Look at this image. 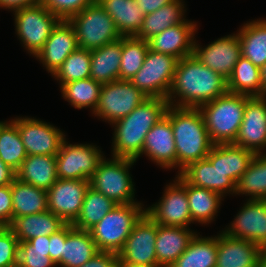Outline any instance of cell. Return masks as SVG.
Segmentation results:
<instances>
[{"mask_svg": "<svg viewBox=\"0 0 266 267\" xmlns=\"http://www.w3.org/2000/svg\"><path fill=\"white\" fill-rule=\"evenodd\" d=\"M227 92V79L190 55L178 60L167 100L171 106L199 108Z\"/></svg>", "mask_w": 266, "mask_h": 267, "instance_id": "6da1fadb", "label": "cell"}, {"mask_svg": "<svg viewBox=\"0 0 266 267\" xmlns=\"http://www.w3.org/2000/svg\"><path fill=\"white\" fill-rule=\"evenodd\" d=\"M168 106L166 98H147L129 115L112 123V157L136 159L142 153L146 134L165 116Z\"/></svg>", "mask_w": 266, "mask_h": 267, "instance_id": "7a4b0ae2", "label": "cell"}, {"mask_svg": "<svg viewBox=\"0 0 266 267\" xmlns=\"http://www.w3.org/2000/svg\"><path fill=\"white\" fill-rule=\"evenodd\" d=\"M165 115L171 121L179 174L189 163L205 159L214 144L198 108L169 105Z\"/></svg>", "mask_w": 266, "mask_h": 267, "instance_id": "3957f363", "label": "cell"}, {"mask_svg": "<svg viewBox=\"0 0 266 267\" xmlns=\"http://www.w3.org/2000/svg\"><path fill=\"white\" fill-rule=\"evenodd\" d=\"M246 95L227 92L198 109L214 145L234 143L241 126Z\"/></svg>", "mask_w": 266, "mask_h": 267, "instance_id": "277c9868", "label": "cell"}, {"mask_svg": "<svg viewBox=\"0 0 266 267\" xmlns=\"http://www.w3.org/2000/svg\"><path fill=\"white\" fill-rule=\"evenodd\" d=\"M142 203L116 205L107 215L88 231L97 249L119 253L135 224L146 213Z\"/></svg>", "mask_w": 266, "mask_h": 267, "instance_id": "5b68a950", "label": "cell"}, {"mask_svg": "<svg viewBox=\"0 0 266 267\" xmlns=\"http://www.w3.org/2000/svg\"><path fill=\"white\" fill-rule=\"evenodd\" d=\"M135 159L104 157L89 179L90 187L110 198L117 205L140 203L135 201V188L129 169Z\"/></svg>", "mask_w": 266, "mask_h": 267, "instance_id": "8992f818", "label": "cell"}, {"mask_svg": "<svg viewBox=\"0 0 266 267\" xmlns=\"http://www.w3.org/2000/svg\"><path fill=\"white\" fill-rule=\"evenodd\" d=\"M68 21L75 31L78 47L89 51L122 37L113 19L97 1L70 17Z\"/></svg>", "mask_w": 266, "mask_h": 267, "instance_id": "52a82bcc", "label": "cell"}, {"mask_svg": "<svg viewBox=\"0 0 266 267\" xmlns=\"http://www.w3.org/2000/svg\"><path fill=\"white\" fill-rule=\"evenodd\" d=\"M12 12H14L15 34L23 47L35 58L60 19L48 11L42 3Z\"/></svg>", "mask_w": 266, "mask_h": 267, "instance_id": "ba28073f", "label": "cell"}, {"mask_svg": "<svg viewBox=\"0 0 266 267\" xmlns=\"http://www.w3.org/2000/svg\"><path fill=\"white\" fill-rule=\"evenodd\" d=\"M178 59L148 49L144 63L130 79L148 98H166L170 92Z\"/></svg>", "mask_w": 266, "mask_h": 267, "instance_id": "9c48e42d", "label": "cell"}, {"mask_svg": "<svg viewBox=\"0 0 266 267\" xmlns=\"http://www.w3.org/2000/svg\"><path fill=\"white\" fill-rule=\"evenodd\" d=\"M147 98L130 80H115L101 86L99 101L92 114L112 124L129 115Z\"/></svg>", "mask_w": 266, "mask_h": 267, "instance_id": "30bf717a", "label": "cell"}, {"mask_svg": "<svg viewBox=\"0 0 266 267\" xmlns=\"http://www.w3.org/2000/svg\"><path fill=\"white\" fill-rule=\"evenodd\" d=\"M103 152L92 144L62 142L56 154L57 177L60 179L89 180L104 158Z\"/></svg>", "mask_w": 266, "mask_h": 267, "instance_id": "8fae6325", "label": "cell"}, {"mask_svg": "<svg viewBox=\"0 0 266 267\" xmlns=\"http://www.w3.org/2000/svg\"><path fill=\"white\" fill-rule=\"evenodd\" d=\"M11 120L18 127L27 155H56L66 139L62 130L37 118L21 116Z\"/></svg>", "mask_w": 266, "mask_h": 267, "instance_id": "7c38bea8", "label": "cell"}, {"mask_svg": "<svg viewBox=\"0 0 266 267\" xmlns=\"http://www.w3.org/2000/svg\"><path fill=\"white\" fill-rule=\"evenodd\" d=\"M157 223L145 213L135 224L121 251L118 263L158 265L156 257Z\"/></svg>", "mask_w": 266, "mask_h": 267, "instance_id": "4fadbf2b", "label": "cell"}, {"mask_svg": "<svg viewBox=\"0 0 266 267\" xmlns=\"http://www.w3.org/2000/svg\"><path fill=\"white\" fill-rule=\"evenodd\" d=\"M146 213L157 223L164 226L190 228L191 218L186 188L175 178L166 185L158 203L146 208Z\"/></svg>", "mask_w": 266, "mask_h": 267, "instance_id": "5bb4252c", "label": "cell"}, {"mask_svg": "<svg viewBox=\"0 0 266 267\" xmlns=\"http://www.w3.org/2000/svg\"><path fill=\"white\" fill-rule=\"evenodd\" d=\"M89 186V180L58 178L47 190L48 210L66 224H73L81 212Z\"/></svg>", "mask_w": 266, "mask_h": 267, "instance_id": "9a60e30c", "label": "cell"}, {"mask_svg": "<svg viewBox=\"0 0 266 267\" xmlns=\"http://www.w3.org/2000/svg\"><path fill=\"white\" fill-rule=\"evenodd\" d=\"M227 236L250 241L266 251V200L247 199L231 224Z\"/></svg>", "mask_w": 266, "mask_h": 267, "instance_id": "2e32d148", "label": "cell"}, {"mask_svg": "<svg viewBox=\"0 0 266 267\" xmlns=\"http://www.w3.org/2000/svg\"><path fill=\"white\" fill-rule=\"evenodd\" d=\"M194 41L193 55L211 70L228 79L242 56L238 33L214 40L204 48Z\"/></svg>", "mask_w": 266, "mask_h": 267, "instance_id": "e0dca14e", "label": "cell"}, {"mask_svg": "<svg viewBox=\"0 0 266 267\" xmlns=\"http://www.w3.org/2000/svg\"><path fill=\"white\" fill-rule=\"evenodd\" d=\"M235 145L254 154L265 152L266 148V96H246L244 115ZM264 150L263 152H261Z\"/></svg>", "mask_w": 266, "mask_h": 267, "instance_id": "ac0fdd59", "label": "cell"}, {"mask_svg": "<svg viewBox=\"0 0 266 267\" xmlns=\"http://www.w3.org/2000/svg\"><path fill=\"white\" fill-rule=\"evenodd\" d=\"M142 155L164 169H177V154L171 121L165 115L146 134Z\"/></svg>", "mask_w": 266, "mask_h": 267, "instance_id": "d6986e66", "label": "cell"}, {"mask_svg": "<svg viewBox=\"0 0 266 267\" xmlns=\"http://www.w3.org/2000/svg\"><path fill=\"white\" fill-rule=\"evenodd\" d=\"M78 48L77 38L68 20H60L35 56L53 75L65 59Z\"/></svg>", "mask_w": 266, "mask_h": 267, "instance_id": "ffe728a7", "label": "cell"}, {"mask_svg": "<svg viewBox=\"0 0 266 267\" xmlns=\"http://www.w3.org/2000/svg\"><path fill=\"white\" fill-rule=\"evenodd\" d=\"M197 23L186 20L165 29L148 40L149 49L171 55L178 60L193 55Z\"/></svg>", "mask_w": 266, "mask_h": 267, "instance_id": "44dd1931", "label": "cell"}, {"mask_svg": "<svg viewBox=\"0 0 266 267\" xmlns=\"http://www.w3.org/2000/svg\"><path fill=\"white\" fill-rule=\"evenodd\" d=\"M264 250L250 241L217 234L216 267H256Z\"/></svg>", "mask_w": 266, "mask_h": 267, "instance_id": "7402d4cb", "label": "cell"}, {"mask_svg": "<svg viewBox=\"0 0 266 267\" xmlns=\"http://www.w3.org/2000/svg\"><path fill=\"white\" fill-rule=\"evenodd\" d=\"M179 175L189 184L212 190L223 197L235 195V183L206 158L189 163Z\"/></svg>", "mask_w": 266, "mask_h": 267, "instance_id": "603a6c76", "label": "cell"}, {"mask_svg": "<svg viewBox=\"0 0 266 267\" xmlns=\"http://www.w3.org/2000/svg\"><path fill=\"white\" fill-rule=\"evenodd\" d=\"M197 232L179 226L157 224L156 257L161 267L171 265L185 252Z\"/></svg>", "mask_w": 266, "mask_h": 267, "instance_id": "cb8c5ba5", "label": "cell"}, {"mask_svg": "<svg viewBox=\"0 0 266 267\" xmlns=\"http://www.w3.org/2000/svg\"><path fill=\"white\" fill-rule=\"evenodd\" d=\"M255 154L233 143L213 145L206 159L225 173L235 184L247 170Z\"/></svg>", "mask_w": 266, "mask_h": 267, "instance_id": "d4e9b609", "label": "cell"}, {"mask_svg": "<svg viewBox=\"0 0 266 267\" xmlns=\"http://www.w3.org/2000/svg\"><path fill=\"white\" fill-rule=\"evenodd\" d=\"M185 188L192 221L202 225L210 224L220 210L223 196L212 190L197 187L186 182L179 174L175 177Z\"/></svg>", "mask_w": 266, "mask_h": 267, "instance_id": "484cf974", "label": "cell"}, {"mask_svg": "<svg viewBox=\"0 0 266 267\" xmlns=\"http://www.w3.org/2000/svg\"><path fill=\"white\" fill-rule=\"evenodd\" d=\"M66 223L51 211L16 217L8 226L19 242L32 238L50 236L60 230Z\"/></svg>", "mask_w": 266, "mask_h": 267, "instance_id": "4316f807", "label": "cell"}, {"mask_svg": "<svg viewBox=\"0 0 266 267\" xmlns=\"http://www.w3.org/2000/svg\"><path fill=\"white\" fill-rule=\"evenodd\" d=\"M16 178L37 188L49 190L58 180L56 155H27L16 171Z\"/></svg>", "mask_w": 266, "mask_h": 267, "instance_id": "83f0119b", "label": "cell"}, {"mask_svg": "<svg viewBox=\"0 0 266 267\" xmlns=\"http://www.w3.org/2000/svg\"><path fill=\"white\" fill-rule=\"evenodd\" d=\"M99 252L88 230L77 229L68 224V235L62 249L60 267H80Z\"/></svg>", "mask_w": 266, "mask_h": 267, "instance_id": "f1b7e54d", "label": "cell"}, {"mask_svg": "<svg viewBox=\"0 0 266 267\" xmlns=\"http://www.w3.org/2000/svg\"><path fill=\"white\" fill-rule=\"evenodd\" d=\"M113 19L117 31L122 37L135 36L143 22L145 14L135 0H96Z\"/></svg>", "mask_w": 266, "mask_h": 267, "instance_id": "f546056e", "label": "cell"}, {"mask_svg": "<svg viewBox=\"0 0 266 267\" xmlns=\"http://www.w3.org/2000/svg\"><path fill=\"white\" fill-rule=\"evenodd\" d=\"M184 3L183 0H173L159 10L146 14L138 33L134 37L148 41L165 29L185 22L187 19Z\"/></svg>", "mask_w": 266, "mask_h": 267, "instance_id": "4dcf8cb0", "label": "cell"}, {"mask_svg": "<svg viewBox=\"0 0 266 267\" xmlns=\"http://www.w3.org/2000/svg\"><path fill=\"white\" fill-rule=\"evenodd\" d=\"M121 38L91 51L90 78L101 85L119 80Z\"/></svg>", "mask_w": 266, "mask_h": 267, "instance_id": "1f68e13d", "label": "cell"}, {"mask_svg": "<svg viewBox=\"0 0 266 267\" xmlns=\"http://www.w3.org/2000/svg\"><path fill=\"white\" fill-rule=\"evenodd\" d=\"M242 56L259 68L266 64V19L244 23L237 32Z\"/></svg>", "mask_w": 266, "mask_h": 267, "instance_id": "d6a6232c", "label": "cell"}, {"mask_svg": "<svg viewBox=\"0 0 266 267\" xmlns=\"http://www.w3.org/2000/svg\"><path fill=\"white\" fill-rule=\"evenodd\" d=\"M13 219L48 210L47 191L15 178L11 184Z\"/></svg>", "mask_w": 266, "mask_h": 267, "instance_id": "836d02e7", "label": "cell"}, {"mask_svg": "<svg viewBox=\"0 0 266 267\" xmlns=\"http://www.w3.org/2000/svg\"><path fill=\"white\" fill-rule=\"evenodd\" d=\"M228 92L249 97H263L260 68L241 56L227 79Z\"/></svg>", "mask_w": 266, "mask_h": 267, "instance_id": "e575fe53", "label": "cell"}, {"mask_svg": "<svg viewBox=\"0 0 266 267\" xmlns=\"http://www.w3.org/2000/svg\"><path fill=\"white\" fill-rule=\"evenodd\" d=\"M198 234L171 267H216L217 236L203 237Z\"/></svg>", "mask_w": 266, "mask_h": 267, "instance_id": "d590c367", "label": "cell"}, {"mask_svg": "<svg viewBox=\"0 0 266 267\" xmlns=\"http://www.w3.org/2000/svg\"><path fill=\"white\" fill-rule=\"evenodd\" d=\"M235 194L266 200V154H255L247 170L235 184Z\"/></svg>", "mask_w": 266, "mask_h": 267, "instance_id": "8d00e7d4", "label": "cell"}, {"mask_svg": "<svg viewBox=\"0 0 266 267\" xmlns=\"http://www.w3.org/2000/svg\"><path fill=\"white\" fill-rule=\"evenodd\" d=\"M116 205L110 198L89 186L81 212L72 226L81 230H89L99 223Z\"/></svg>", "mask_w": 266, "mask_h": 267, "instance_id": "74e56055", "label": "cell"}, {"mask_svg": "<svg viewBox=\"0 0 266 267\" xmlns=\"http://www.w3.org/2000/svg\"><path fill=\"white\" fill-rule=\"evenodd\" d=\"M101 84L92 78L65 83L60 87L62 97L76 109L95 111L99 101Z\"/></svg>", "mask_w": 266, "mask_h": 267, "instance_id": "f35d334b", "label": "cell"}, {"mask_svg": "<svg viewBox=\"0 0 266 267\" xmlns=\"http://www.w3.org/2000/svg\"><path fill=\"white\" fill-rule=\"evenodd\" d=\"M27 157L17 125L12 121L0 124V159L15 172Z\"/></svg>", "mask_w": 266, "mask_h": 267, "instance_id": "ab89813d", "label": "cell"}, {"mask_svg": "<svg viewBox=\"0 0 266 267\" xmlns=\"http://www.w3.org/2000/svg\"><path fill=\"white\" fill-rule=\"evenodd\" d=\"M149 49L148 41L121 37V62L119 80H130L142 67Z\"/></svg>", "mask_w": 266, "mask_h": 267, "instance_id": "60d3db41", "label": "cell"}, {"mask_svg": "<svg viewBox=\"0 0 266 267\" xmlns=\"http://www.w3.org/2000/svg\"><path fill=\"white\" fill-rule=\"evenodd\" d=\"M91 51L77 48L62 63V65L52 75L59 81L60 87L76 80L90 78Z\"/></svg>", "mask_w": 266, "mask_h": 267, "instance_id": "b9f144b4", "label": "cell"}, {"mask_svg": "<svg viewBox=\"0 0 266 267\" xmlns=\"http://www.w3.org/2000/svg\"><path fill=\"white\" fill-rule=\"evenodd\" d=\"M50 240L48 236L32 238L19 242V267H55L49 257Z\"/></svg>", "mask_w": 266, "mask_h": 267, "instance_id": "7bdbcfd3", "label": "cell"}, {"mask_svg": "<svg viewBox=\"0 0 266 267\" xmlns=\"http://www.w3.org/2000/svg\"><path fill=\"white\" fill-rule=\"evenodd\" d=\"M19 241L13 231L4 226L0 230V267L18 265Z\"/></svg>", "mask_w": 266, "mask_h": 267, "instance_id": "ee69618b", "label": "cell"}, {"mask_svg": "<svg viewBox=\"0 0 266 267\" xmlns=\"http://www.w3.org/2000/svg\"><path fill=\"white\" fill-rule=\"evenodd\" d=\"M96 0H42L44 7L60 20H68Z\"/></svg>", "mask_w": 266, "mask_h": 267, "instance_id": "f6af8a7d", "label": "cell"}, {"mask_svg": "<svg viewBox=\"0 0 266 267\" xmlns=\"http://www.w3.org/2000/svg\"><path fill=\"white\" fill-rule=\"evenodd\" d=\"M13 220L11 184L0 186V223L9 226Z\"/></svg>", "mask_w": 266, "mask_h": 267, "instance_id": "bcb514c9", "label": "cell"}, {"mask_svg": "<svg viewBox=\"0 0 266 267\" xmlns=\"http://www.w3.org/2000/svg\"><path fill=\"white\" fill-rule=\"evenodd\" d=\"M67 235H68V224H65L60 230L49 236L50 240L49 257L51 258V260L54 262L55 265L61 260L62 249Z\"/></svg>", "mask_w": 266, "mask_h": 267, "instance_id": "7dc6e473", "label": "cell"}, {"mask_svg": "<svg viewBox=\"0 0 266 267\" xmlns=\"http://www.w3.org/2000/svg\"><path fill=\"white\" fill-rule=\"evenodd\" d=\"M118 254L99 251L88 262L80 267H117Z\"/></svg>", "mask_w": 266, "mask_h": 267, "instance_id": "c3c4849f", "label": "cell"}, {"mask_svg": "<svg viewBox=\"0 0 266 267\" xmlns=\"http://www.w3.org/2000/svg\"><path fill=\"white\" fill-rule=\"evenodd\" d=\"M172 1L173 0H135L137 5L141 8V12L145 15L159 10Z\"/></svg>", "mask_w": 266, "mask_h": 267, "instance_id": "681fc988", "label": "cell"}, {"mask_svg": "<svg viewBox=\"0 0 266 267\" xmlns=\"http://www.w3.org/2000/svg\"><path fill=\"white\" fill-rule=\"evenodd\" d=\"M42 0H0V7L14 11L27 6L40 4Z\"/></svg>", "mask_w": 266, "mask_h": 267, "instance_id": "f907efd6", "label": "cell"}, {"mask_svg": "<svg viewBox=\"0 0 266 267\" xmlns=\"http://www.w3.org/2000/svg\"><path fill=\"white\" fill-rule=\"evenodd\" d=\"M16 178V172L0 159V186L10 185Z\"/></svg>", "mask_w": 266, "mask_h": 267, "instance_id": "816d5d0a", "label": "cell"}, {"mask_svg": "<svg viewBox=\"0 0 266 267\" xmlns=\"http://www.w3.org/2000/svg\"><path fill=\"white\" fill-rule=\"evenodd\" d=\"M261 73V85L263 88V92L266 94V64L260 68Z\"/></svg>", "mask_w": 266, "mask_h": 267, "instance_id": "f5cc1de1", "label": "cell"}, {"mask_svg": "<svg viewBox=\"0 0 266 267\" xmlns=\"http://www.w3.org/2000/svg\"><path fill=\"white\" fill-rule=\"evenodd\" d=\"M117 267H161L159 265H139L130 263H118Z\"/></svg>", "mask_w": 266, "mask_h": 267, "instance_id": "db71d44e", "label": "cell"}, {"mask_svg": "<svg viewBox=\"0 0 266 267\" xmlns=\"http://www.w3.org/2000/svg\"><path fill=\"white\" fill-rule=\"evenodd\" d=\"M256 267H266V251L261 254Z\"/></svg>", "mask_w": 266, "mask_h": 267, "instance_id": "11a10c76", "label": "cell"}, {"mask_svg": "<svg viewBox=\"0 0 266 267\" xmlns=\"http://www.w3.org/2000/svg\"><path fill=\"white\" fill-rule=\"evenodd\" d=\"M4 226L0 223V230L3 228Z\"/></svg>", "mask_w": 266, "mask_h": 267, "instance_id": "9f6ffc18", "label": "cell"}]
</instances>
